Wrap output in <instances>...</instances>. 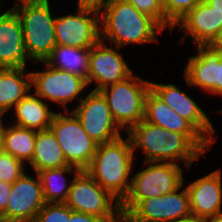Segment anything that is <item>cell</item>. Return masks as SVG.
I'll return each mask as SVG.
<instances>
[{
  "mask_svg": "<svg viewBox=\"0 0 222 222\" xmlns=\"http://www.w3.org/2000/svg\"><path fill=\"white\" fill-rule=\"evenodd\" d=\"M100 40L119 48L158 43L166 31L155 19L124 0H110L100 11Z\"/></svg>",
  "mask_w": 222,
  "mask_h": 222,
  "instance_id": "obj_1",
  "label": "cell"
},
{
  "mask_svg": "<svg viewBox=\"0 0 222 222\" xmlns=\"http://www.w3.org/2000/svg\"><path fill=\"white\" fill-rule=\"evenodd\" d=\"M126 134L131 139L134 155L136 150L143 151L144 162L182 163L189 168L204 156L184 134L166 130L145 119Z\"/></svg>",
  "mask_w": 222,
  "mask_h": 222,
  "instance_id": "obj_2",
  "label": "cell"
},
{
  "mask_svg": "<svg viewBox=\"0 0 222 222\" xmlns=\"http://www.w3.org/2000/svg\"><path fill=\"white\" fill-rule=\"evenodd\" d=\"M136 158L131 139L126 134L112 142L97 145L86 171L121 203L129 193Z\"/></svg>",
  "mask_w": 222,
  "mask_h": 222,
  "instance_id": "obj_3",
  "label": "cell"
},
{
  "mask_svg": "<svg viewBox=\"0 0 222 222\" xmlns=\"http://www.w3.org/2000/svg\"><path fill=\"white\" fill-rule=\"evenodd\" d=\"M136 173L132 171L131 186L128 195L120 203L124 218L141 200L158 197L177 190L185 183V172L181 164L169 162H144ZM134 173V174H133ZM184 173V174H183Z\"/></svg>",
  "mask_w": 222,
  "mask_h": 222,
  "instance_id": "obj_4",
  "label": "cell"
},
{
  "mask_svg": "<svg viewBox=\"0 0 222 222\" xmlns=\"http://www.w3.org/2000/svg\"><path fill=\"white\" fill-rule=\"evenodd\" d=\"M52 5L48 1L11 7L20 19L25 48L33 63L45 61L57 45L54 27L56 16Z\"/></svg>",
  "mask_w": 222,
  "mask_h": 222,
  "instance_id": "obj_5",
  "label": "cell"
},
{
  "mask_svg": "<svg viewBox=\"0 0 222 222\" xmlns=\"http://www.w3.org/2000/svg\"><path fill=\"white\" fill-rule=\"evenodd\" d=\"M151 90V80L132 74L124 81L100 90L117 125L127 133L145 117V98Z\"/></svg>",
  "mask_w": 222,
  "mask_h": 222,
  "instance_id": "obj_6",
  "label": "cell"
},
{
  "mask_svg": "<svg viewBox=\"0 0 222 222\" xmlns=\"http://www.w3.org/2000/svg\"><path fill=\"white\" fill-rule=\"evenodd\" d=\"M44 66L43 70L30 71L31 91L47 103L56 104L59 110L70 111L68 104L81 102L84 91H89L87 80L79 75L52 68L44 61L35 62ZM58 104V106H57Z\"/></svg>",
  "mask_w": 222,
  "mask_h": 222,
  "instance_id": "obj_7",
  "label": "cell"
},
{
  "mask_svg": "<svg viewBox=\"0 0 222 222\" xmlns=\"http://www.w3.org/2000/svg\"><path fill=\"white\" fill-rule=\"evenodd\" d=\"M65 204L73 211L91 214L105 222H123L120 202L103 189L86 170L74 178Z\"/></svg>",
  "mask_w": 222,
  "mask_h": 222,
  "instance_id": "obj_8",
  "label": "cell"
},
{
  "mask_svg": "<svg viewBox=\"0 0 222 222\" xmlns=\"http://www.w3.org/2000/svg\"><path fill=\"white\" fill-rule=\"evenodd\" d=\"M50 129L56 136L67 163L79 170H86L98 144L85 132L76 115L71 110H56Z\"/></svg>",
  "mask_w": 222,
  "mask_h": 222,
  "instance_id": "obj_9",
  "label": "cell"
},
{
  "mask_svg": "<svg viewBox=\"0 0 222 222\" xmlns=\"http://www.w3.org/2000/svg\"><path fill=\"white\" fill-rule=\"evenodd\" d=\"M71 111L81 122L85 132L98 145L112 142L124 135L114 121L106 99L100 91L89 90Z\"/></svg>",
  "mask_w": 222,
  "mask_h": 222,
  "instance_id": "obj_10",
  "label": "cell"
},
{
  "mask_svg": "<svg viewBox=\"0 0 222 222\" xmlns=\"http://www.w3.org/2000/svg\"><path fill=\"white\" fill-rule=\"evenodd\" d=\"M197 49V50H196ZM197 53L187 58L183 66L184 82L189 88L222 97V49L211 45H196ZM197 87V88H196Z\"/></svg>",
  "mask_w": 222,
  "mask_h": 222,
  "instance_id": "obj_11",
  "label": "cell"
},
{
  "mask_svg": "<svg viewBox=\"0 0 222 222\" xmlns=\"http://www.w3.org/2000/svg\"><path fill=\"white\" fill-rule=\"evenodd\" d=\"M190 217L189 195L183 184L171 193L141 200L123 222H175Z\"/></svg>",
  "mask_w": 222,
  "mask_h": 222,
  "instance_id": "obj_12",
  "label": "cell"
},
{
  "mask_svg": "<svg viewBox=\"0 0 222 222\" xmlns=\"http://www.w3.org/2000/svg\"><path fill=\"white\" fill-rule=\"evenodd\" d=\"M172 83L151 81V90L182 118L188 120L207 140L209 152L216 143V127L201 105L188 92Z\"/></svg>",
  "mask_w": 222,
  "mask_h": 222,
  "instance_id": "obj_13",
  "label": "cell"
},
{
  "mask_svg": "<svg viewBox=\"0 0 222 222\" xmlns=\"http://www.w3.org/2000/svg\"><path fill=\"white\" fill-rule=\"evenodd\" d=\"M75 10V13L56 16L57 45L91 48L100 40V12L79 7Z\"/></svg>",
  "mask_w": 222,
  "mask_h": 222,
  "instance_id": "obj_14",
  "label": "cell"
},
{
  "mask_svg": "<svg viewBox=\"0 0 222 222\" xmlns=\"http://www.w3.org/2000/svg\"><path fill=\"white\" fill-rule=\"evenodd\" d=\"M121 50L122 48L101 40L90 48L89 89L95 83L91 90L100 91L108 85L124 81L134 73Z\"/></svg>",
  "mask_w": 222,
  "mask_h": 222,
  "instance_id": "obj_15",
  "label": "cell"
},
{
  "mask_svg": "<svg viewBox=\"0 0 222 222\" xmlns=\"http://www.w3.org/2000/svg\"><path fill=\"white\" fill-rule=\"evenodd\" d=\"M32 174L25 172L12 183L7 208L3 212L5 222H34L45 205L39 176L36 172Z\"/></svg>",
  "mask_w": 222,
  "mask_h": 222,
  "instance_id": "obj_16",
  "label": "cell"
},
{
  "mask_svg": "<svg viewBox=\"0 0 222 222\" xmlns=\"http://www.w3.org/2000/svg\"><path fill=\"white\" fill-rule=\"evenodd\" d=\"M180 36V43L186 39L196 45H211L222 32V12L212 9L204 0L189 11L173 26ZM177 27V28H175Z\"/></svg>",
  "mask_w": 222,
  "mask_h": 222,
  "instance_id": "obj_17",
  "label": "cell"
},
{
  "mask_svg": "<svg viewBox=\"0 0 222 222\" xmlns=\"http://www.w3.org/2000/svg\"><path fill=\"white\" fill-rule=\"evenodd\" d=\"M185 184L192 217L206 220L222 214V167Z\"/></svg>",
  "mask_w": 222,
  "mask_h": 222,
  "instance_id": "obj_18",
  "label": "cell"
},
{
  "mask_svg": "<svg viewBox=\"0 0 222 222\" xmlns=\"http://www.w3.org/2000/svg\"><path fill=\"white\" fill-rule=\"evenodd\" d=\"M144 119L166 130L184 134L204 155L208 154V140L186 119L163 102L152 90L145 98Z\"/></svg>",
  "mask_w": 222,
  "mask_h": 222,
  "instance_id": "obj_19",
  "label": "cell"
},
{
  "mask_svg": "<svg viewBox=\"0 0 222 222\" xmlns=\"http://www.w3.org/2000/svg\"><path fill=\"white\" fill-rule=\"evenodd\" d=\"M31 61L25 48L20 19L10 7L0 14V66L27 67Z\"/></svg>",
  "mask_w": 222,
  "mask_h": 222,
  "instance_id": "obj_20",
  "label": "cell"
},
{
  "mask_svg": "<svg viewBox=\"0 0 222 222\" xmlns=\"http://www.w3.org/2000/svg\"><path fill=\"white\" fill-rule=\"evenodd\" d=\"M51 107L45 100L30 91L11 111L10 116L14 122L10 123L36 131L49 129L56 113Z\"/></svg>",
  "mask_w": 222,
  "mask_h": 222,
  "instance_id": "obj_21",
  "label": "cell"
},
{
  "mask_svg": "<svg viewBox=\"0 0 222 222\" xmlns=\"http://www.w3.org/2000/svg\"><path fill=\"white\" fill-rule=\"evenodd\" d=\"M31 91L27 67L0 69V106L8 112Z\"/></svg>",
  "mask_w": 222,
  "mask_h": 222,
  "instance_id": "obj_22",
  "label": "cell"
},
{
  "mask_svg": "<svg viewBox=\"0 0 222 222\" xmlns=\"http://www.w3.org/2000/svg\"><path fill=\"white\" fill-rule=\"evenodd\" d=\"M30 171L38 172L44 169L65 167L67 163L62 148L52 130L37 131L34 155L28 164ZM32 169V170H31Z\"/></svg>",
  "mask_w": 222,
  "mask_h": 222,
  "instance_id": "obj_23",
  "label": "cell"
},
{
  "mask_svg": "<svg viewBox=\"0 0 222 222\" xmlns=\"http://www.w3.org/2000/svg\"><path fill=\"white\" fill-rule=\"evenodd\" d=\"M80 171L81 170L72 165L38 171L37 174L41 182L45 202L65 203L73 178ZM67 175H70L69 177L72 179L66 177ZM72 175L73 177H71Z\"/></svg>",
  "mask_w": 222,
  "mask_h": 222,
  "instance_id": "obj_24",
  "label": "cell"
},
{
  "mask_svg": "<svg viewBox=\"0 0 222 222\" xmlns=\"http://www.w3.org/2000/svg\"><path fill=\"white\" fill-rule=\"evenodd\" d=\"M89 59L90 48L56 45L44 62L52 68L79 75L88 83Z\"/></svg>",
  "mask_w": 222,
  "mask_h": 222,
  "instance_id": "obj_25",
  "label": "cell"
},
{
  "mask_svg": "<svg viewBox=\"0 0 222 222\" xmlns=\"http://www.w3.org/2000/svg\"><path fill=\"white\" fill-rule=\"evenodd\" d=\"M37 131L8 122L3 132L1 150L23 162L26 166L34 155Z\"/></svg>",
  "mask_w": 222,
  "mask_h": 222,
  "instance_id": "obj_26",
  "label": "cell"
},
{
  "mask_svg": "<svg viewBox=\"0 0 222 222\" xmlns=\"http://www.w3.org/2000/svg\"><path fill=\"white\" fill-rule=\"evenodd\" d=\"M27 169L23 162L0 150V181L13 183L27 172Z\"/></svg>",
  "mask_w": 222,
  "mask_h": 222,
  "instance_id": "obj_27",
  "label": "cell"
},
{
  "mask_svg": "<svg viewBox=\"0 0 222 222\" xmlns=\"http://www.w3.org/2000/svg\"><path fill=\"white\" fill-rule=\"evenodd\" d=\"M131 3L139 12L155 19L165 30L173 32V26L166 20L162 3L159 0H124Z\"/></svg>",
  "mask_w": 222,
  "mask_h": 222,
  "instance_id": "obj_28",
  "label": "cell"
},
{
  "mask_svg": "<svg viewBox=\"0 0 222 222\" xmlns=\"http://www.w3.org/2000/svg\"><path fill=\"white\" fill-rule=\"evenodd\" d=\"M203 0H164L162 6L166 20L174 26Z\"/></svg>",
  "mask_w": 222,
  "mask_h": 222,
  "instance_id": "obj_29",
  "label": "cell"
},
{
  "mask_svg": "<svg viewBox=\"0 0 222 222\" xmlns=\"http://www.w3.org/2000/svg\"><path fill=\"white\" fill-rule=\"evenodd\" d=\"M70 219V207L65 203H45L34 222H67Z\"/></svg>",
  "mask_w": 222,
  "mask_h": 222,
  "instance_id": "obj_30",
  "label": "cell"
},
{
  "mask_svg": "<svg viewBox=\"0 0 222 222\" xmlns=\"http://www.w3.org/2000/svg\"><path fill=\"white\" fill-rule=\"evenodd\" d=\"M67 222H105L103 219L83 212L73 211L70 208V219Z\"/></svg>",
  "mask_w": 222,
  "mask_h": 222,
  "instance_id": "obj_31",
  "label": "cell"
},
{
  "mask_svg": "<svg viewBox=\"0 0 222 222\" xmlns=\"http://www.w3.org/2000/svg\"><path fill=\"white\" fill-rule=\"evenodd\" d=\"M12 189V183L0 181V211L3 213L6 208Z\"/></svg>",
  "mask_w": 222,
  "mask_h": 222,
  "instance_id": "obj_32",
  "label": "cell"
},
{
  "mask_svg": "<svg viewBox=\"0 0 222 222\" xmlns=\"http://www.w3.org/2000/svg\"><path fill=\"white\" fill-rule=\"evenodd\" d=\"M110 0H77L75 6L100 11Z\"/></svg>",
  "mask_w": 222,
  "mask_h": 222,
  "instance_id": "obj_33",
  "label": "cell"
},
{
  "mask_svg": "<svg viewBox=\"0 0 222 222\" xmlns=\"http://www.w3.org/2000/svg\"><path fill=\"white\" fill-rule=\"evenodd\" d=\"M212 9L222 12V0H204Z\"/></svg>",
  "mask_w": 222,
  "mask_h": 222,
  "instance_id": "obj_34",
  "label": "cell"
},
{
  "mask_svg": "<svg viewBox=\"0 0 222 222\" xmlns=\"http://www.w3.org/2000/svg\"><path fill=\"white\" fill-rule=\"evenodd\" d=\"M6 115H8V111L0 106V128H5L8 125V123H5L8 121H4Z\"/></svg>",
  "mask_w": 222,
  "mask_h": 222,
  "instance_id": "obj_35",
  "label": "cell"
},
{
  "mask_svg": "<svg viewBox=\"0 0 222 222\" xmlns=\"http://www.w3.org/2000/svg\"><path fill=\"white\" fill-rule=\"evenodd\" d=\"M48 1H51V0H16L11 7L24 4V3H44Z\"/></svg>",
  "mask_w": 222,
  "mask_h": 222,
  "instance_id": "obj_36",
  "label": "cell"
},
{
  "mask_svg": "<svg viewBox=\"0 0 222 222\" xmlns=\"http://www.w3.org/2000/svg\"><path fill=\"white\" fill-rule=\"evenodd\" d=\"M215 48L222 49V32L219 33L218 38L212 44Z\"/></svg>",
  "mask_w": 222,
  "mask_h": 222,
  "instance_id": "obj_37",
  "label": "cell"
},
{
  "mask_svg": "<svg viewBox=\"0 0 222 222\" xmlns=\"http://www.w3.org/2000/svg\"><path fill=\"white\" fill-rule=\"evenodd\" d=\"M205 222H222V214L216 215L214 217L208 218Z\"/></svg>",
  "mask_w": 222,
  "mask_h": 222,
  "instance_id": "obj_38",
  "label": "cell"
},
{
  "mask_svg": "<svg viewBox=\"0 0 222 222\" xmlns=\"http://www.w3.org/2000/svg\"><path fill=\"white\" fill-rule=\"evenodd\" d=\"M175 222H205V220L198 219V218H195V217L191 216L190 218H187V219H184V220L175 221Z\"/></svg>",
  "mask_w": 222,
  "mask_h": 222,
  "instance_id": "obj_39",
  "label": "cell"
},
{
  "mask_svg": "<svg viewBox=\"0 0 222 222\" xmlns=\"http://www.w3.org/2000/svg\"><path fill=\"white\" fill-rule=\"evenodd\" d=\"M5 128H0V150L2 147V140H3V132H4Z\"/></svg>",
  "mask_w": 222,
  "mask_h": 222,
  "instance_id": "obj_40",
  "label": "cell"
},
{
  "mask_svg": "<svg viewBox=\"0 0 222 222\" xmlns=\"http://www.w3.org/2000/svg\"><path fill=\"white\" fill-rule=\"evenodd\" d=\"M214 114H217L218 113V115H222V108L221 109H218V110H213L212 111Z\"/></svg>",
  "mask_w": 222,
  "mask_h": 222,
  "instance_id": "obj_41",
  "label": "cell"
},
{
  "mask_svg": "<svg viewBox=\"0 0 222 222\" xmlns=\"http://www.w3.org/2000/svg\"><path fill=\"white\" fill-rule=\"evenodd\" d=\"M0 222H5L4 221V216H3V213L0 211Z\"/></svg>",
  "mask_w": 222,
  "mask_h": 222,
  "instance_id": "obj_42",
  "label": "cell"
},
{
  "mask_svg": "<svg viewBox=\"0 0 222 222\" xmlns=\"http://www.w3.org/2000/svg\"><path fill=\"white\" fill-rule=\"evenodd\" d=\"M1 2H2V0L0 1V14H1L2 12H4V10L1 8V7H3V6H2L3 3H1Z\"/></svg>",
  "mask_w": 222,
  "mask_h": 222,
  "instance_id": "obj_43",
  "label": "cell"
}]
</instances>
